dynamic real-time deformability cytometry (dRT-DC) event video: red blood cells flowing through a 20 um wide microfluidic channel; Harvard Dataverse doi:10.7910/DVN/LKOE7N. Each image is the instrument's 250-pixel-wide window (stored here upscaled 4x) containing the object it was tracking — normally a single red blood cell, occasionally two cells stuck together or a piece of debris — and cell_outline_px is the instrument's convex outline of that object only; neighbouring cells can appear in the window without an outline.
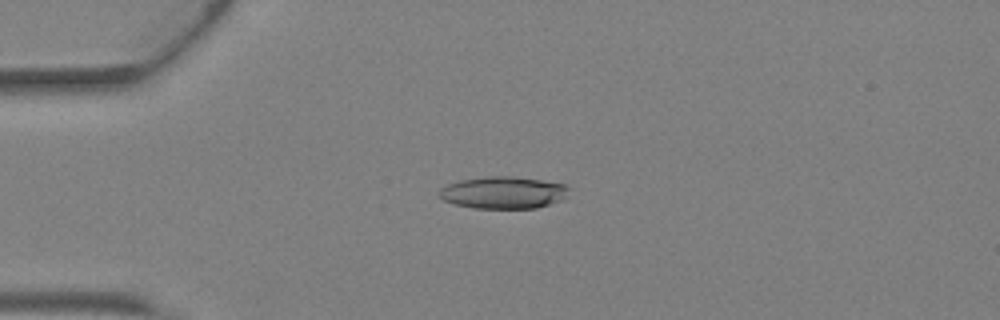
{"species": "Egyptian fruit bat (a non-hibernating species)", "species_latin": "Rousettus aegyptiacus", "temperature_condition": "warm", "stored_images_in_passage": 4, "camera_frame_rate_fps": 3000, "um_per_image_px": 0.085, "animal": {"sex": "female"}, "frame": {"image": 1, "passage_image": 4, "time_ms": 1.0, "image_size_px": [1000, 320], "cell_outline_px": [[572, 188], [560, 200], [536, 208], [472, 208], [456, 204], [444, 200], [440, 196], [440, 188], [448, 184], [460, 180], [488, 176], [512, 176], [540, 180], [564, 184]], "centroid_in_image_um": [42.78, 16.36], "position_along_channel_um": 42.2, "area_um2": 24.04}}